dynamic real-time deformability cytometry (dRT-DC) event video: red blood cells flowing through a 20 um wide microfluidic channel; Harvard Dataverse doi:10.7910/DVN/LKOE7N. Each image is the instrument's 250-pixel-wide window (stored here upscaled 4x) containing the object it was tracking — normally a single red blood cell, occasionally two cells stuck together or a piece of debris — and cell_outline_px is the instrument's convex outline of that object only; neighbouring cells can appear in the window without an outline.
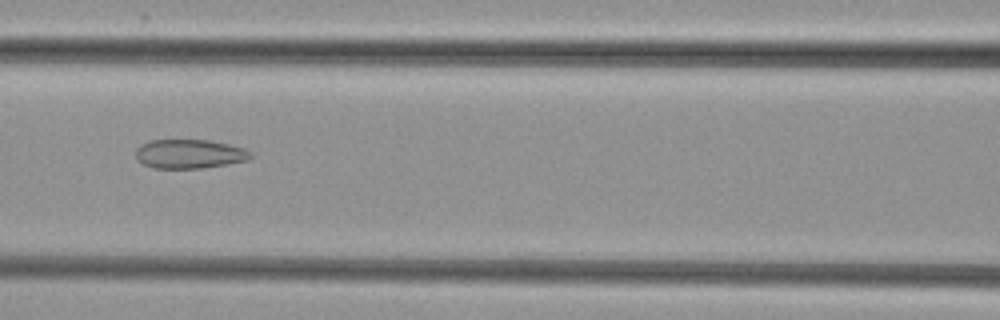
{"species": "common noctule bat (a hibernating species)", "species_latin": "Nyctalus noctula", "temperature_condition": "cold", "stored_images_in_passage": 53, "camera_frame_rate_fps": 3000, "um_per_image_px": 0.085, "animal": {"sex": "female", "body_mass_g": 29.2, "forearm_length_mm": 56.3}, "frame": {"image": 1, "passage_image": 24, "time_ms": 7.667, "image_size_px": [1000, 320], "cell_outline_px": [[252, 156], [248, 160], [228, 164], [200, 168], [152, 168], [136, 160], [136, 148], [140, 144], [148, 140], [208, 140], [228, 144], [244, 148], [252, 152]], "centroid_in_image_um": [16.08, 13.08], "position_along_channel_um": 150.5, "area_um2": 19.59}}
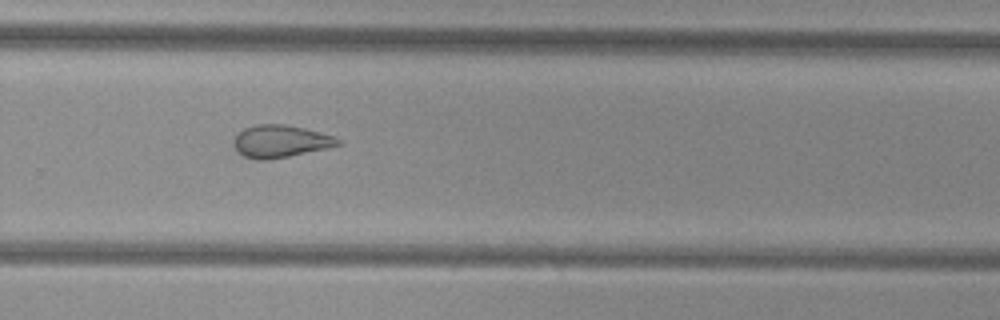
{"frame": {"image": 2, "passage_image": 36, "time_ms": 11.667, "image_size_px": [1000, 320], "cell_outline_px": [[344, 144], [328, 148], [268, 160], [256, 160], [244, 156], [236, 152], [232, 144], [232, 140], [244, 128], [256, 124], [284, 124], [304, 128], [332, 136], [344, 140]], "centroid_in_image_um": [23.83, 12.02], "position_along_channel_um": 306.0, "area_um2": 19.88}}
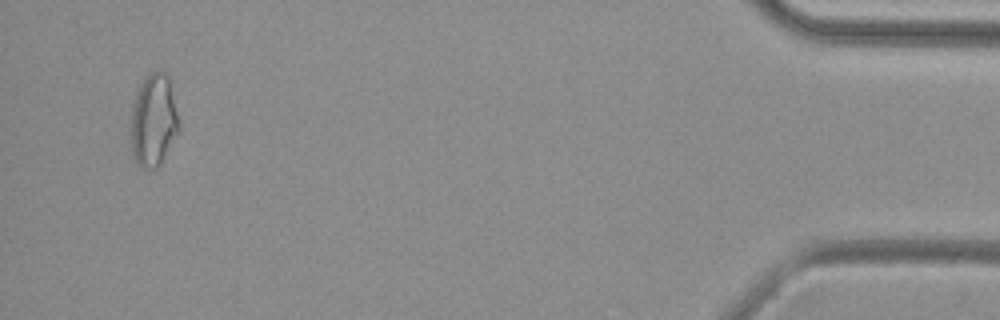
{"frame": {"image": 3, "passage_image": 51, "time_ms": 16.667, "image_size_px": [1000, 320], "cell_outline_px": [[180, 128], [160, 164], [156, 168], [140, 168], [132, 156], [128, 116], [136, 92], [140, 84], [152, 72], [164, 72], [168, 76], [180, 124]], "centroid_in_image_um": [12.99, 10.27], "position_along_channel_um": 422.2, "area_um2": 26.24}}